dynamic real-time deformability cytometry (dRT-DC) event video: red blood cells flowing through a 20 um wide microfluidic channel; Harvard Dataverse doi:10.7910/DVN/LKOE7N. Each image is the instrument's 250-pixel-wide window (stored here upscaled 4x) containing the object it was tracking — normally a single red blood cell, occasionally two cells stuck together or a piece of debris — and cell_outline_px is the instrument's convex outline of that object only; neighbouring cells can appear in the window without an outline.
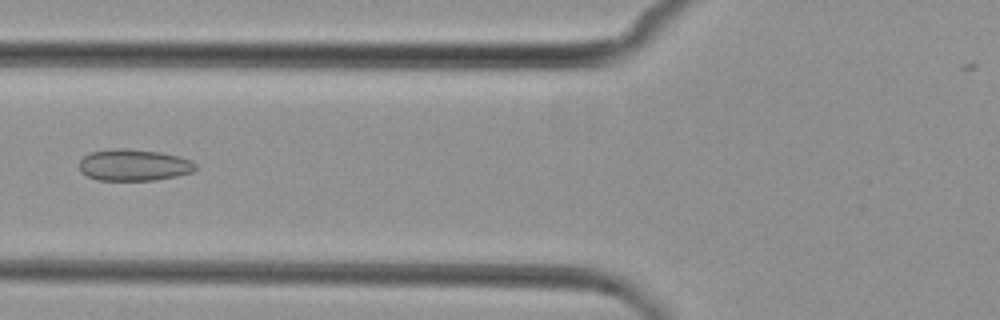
{"species": "common noctule bat (a hibernating species)", "species_latin": "Nyctalus noctula", "temperature_condition": "cold", "stored_images_in_passage": 7, "camera_frame_rate_fps": 3000, "um_per_image_px": 0.085, "animal": {"sex": "female", "body_mass_g": 29.2, "forearm_length_mm": 56.3}, "frame": {"image": 1, "passage_image": 6, "time_ms": 6.0, "image_size_px": [1000, 320], "cell_outline_px": [[196, 168], [192, 172], [176, 176], [156, 180], [96, 180], [80, 172], [80, 160], [84, 156], [92, 152], [116, 148], [128, 148], [160, 152], [180, 156], [192, 160], [196, 164]], "centroid_in_image_um": [11.39, 14.02], "position_along_channel_um": 114.4, "area_um2": 21.5}}
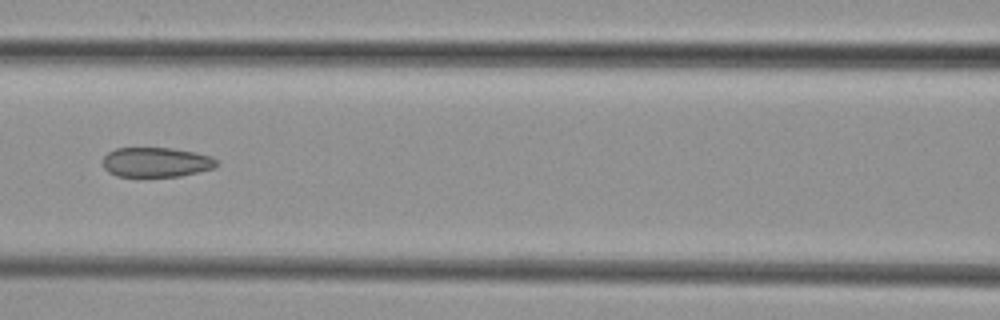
{"frame": {"image": 2, "passage_image": 7, "time_ms": 7.0, "image_size_px": [1000, 320], "cell_outline_px": [[220, 164], [216, 168], [180, 176], [116, 176], [108, 172], [104, 168], [104, 156], [108, 152], [116, 148], [172, 148], [196, 152], [212, 156]], "centroid_in_image_um": [13.32, 13.78], "position_along_channel_um": 153.3, "area_um2": 19.83}}